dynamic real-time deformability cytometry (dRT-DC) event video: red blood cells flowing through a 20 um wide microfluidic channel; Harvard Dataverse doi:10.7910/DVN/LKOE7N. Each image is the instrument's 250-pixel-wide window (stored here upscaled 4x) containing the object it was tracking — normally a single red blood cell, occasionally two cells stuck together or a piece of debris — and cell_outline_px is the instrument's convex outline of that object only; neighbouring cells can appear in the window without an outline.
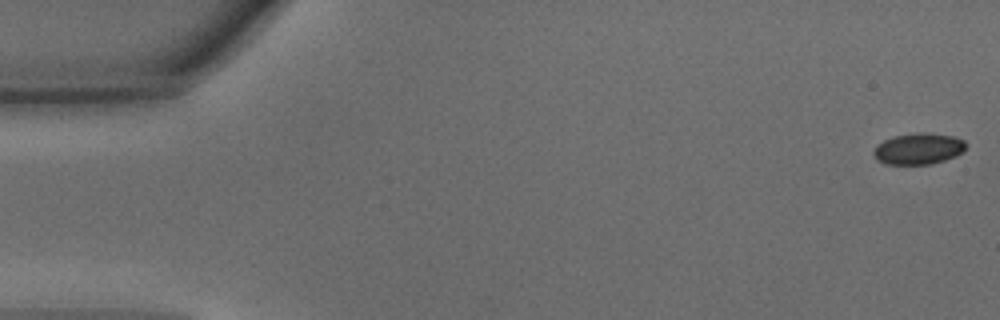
{"species": "common noctule bat (a hibernating species)", "species_latin": "Nyctalus noctula", "temperature_condition": "warm", "stored_images_in_passage": 41, "camera_frame_rate_fps": 3000, "um_per_image_px": 0.085, "animal": {"sex": "male", "body_mass_g": 15.6}, "frame": {"image": 1, "passage_image": 1, "time_ms": 0.0, "image_size_px": [1000, 320], "cell_outline_px": [[968, 144], [964, 152], [956, 156], [932, 164], [884, 164], [876, 160], [872, 152], [884, 140], [896, 136], [916, 132], [924, 132], [952, 136], [964, 140]], "centroid_in_image_um": [78.11, 12.65], "position_along_channel_um": 6.9, "area_um2": 16.88}}
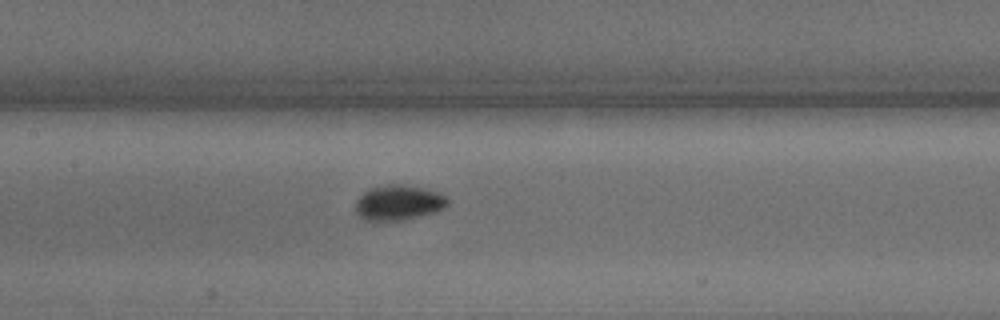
{"frame": {"image": 2, "passage_image": 22, "time_ms": 7.0, "image_size_px": [1000, 320], "cell_outline_px": [[448, 204], [444, 208], [436, 212], [396, 220], [364, 220], [356, 212], [356, 200], [368, 188], [388, 184], [404, 184], [424, 188], [440, 192], [448, 196]], "centroid_in_image_um": [33.9, 17.19], "position_along_channel_um": 173.5, "area_um2": 18.84}}
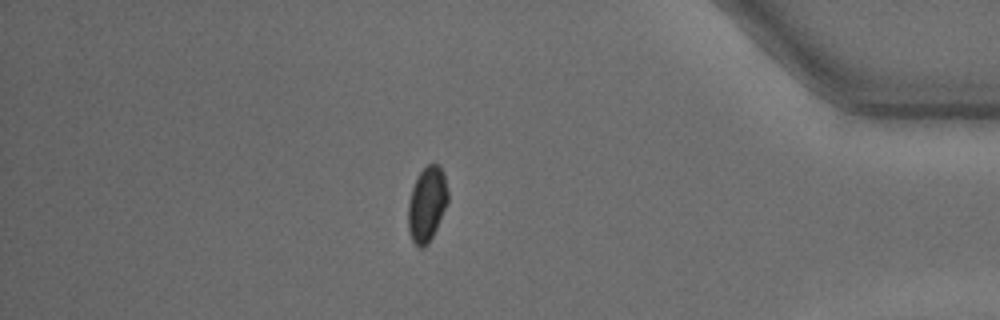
{"frame": {"image": 3, "passage_image": 40, "time_ms": 13.0, "image_size_px": [1000, 320], "cell_outline_px": [[448, 200], [436, 228], [428, 244], [424, 248], [420, 248], [412, 240], [408, 232], [408, 200], [412, 188], [420, 172], [428, 164], [440, 164], [444, 176], [448, 192]], "centroid_in_image_um": [36.27, 17.36], "position_along_channel_um": 398.9, "area_um2": 17.22}}